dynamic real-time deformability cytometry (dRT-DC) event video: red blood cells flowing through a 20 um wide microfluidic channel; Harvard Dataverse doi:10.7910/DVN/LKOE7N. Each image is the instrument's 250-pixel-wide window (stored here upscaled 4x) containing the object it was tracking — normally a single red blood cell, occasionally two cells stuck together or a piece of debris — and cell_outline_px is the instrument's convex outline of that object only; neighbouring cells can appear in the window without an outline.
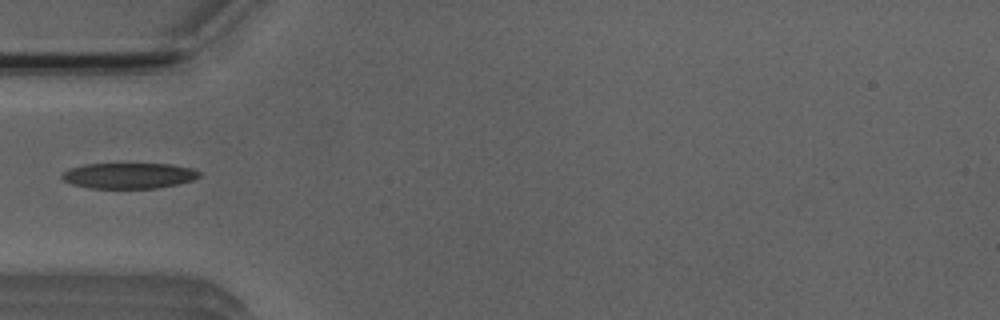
{"species": "Egyptian fruit bat (a non-hibernating species)", "species_latin": "Rousettus aegyptiacus", "temperature_condition": "room temperature", "stored_images_in_passage": 1, "camera_frame_rate_fps": 3000, "um_per_image_px": 0.085, "animal": {"sex": "male"}, "frame": {"image": 1, "passage_image": 1, "time_ms": 0.0, "image_size_px": [1000, 320], "cell_outline_px": [[200, 176], [192, 180], [176, 184], [156, 188], [88, 188], [72, 184], [64, 180], [60, 176], [60, 172], [68, 168], [84, 164], [172, 164], [192, 168], [200, 172]], "centroid_in_image_um": [10.9, 14.92], "position_along_channel_um": 74.1, "area_um2": 20.63}}